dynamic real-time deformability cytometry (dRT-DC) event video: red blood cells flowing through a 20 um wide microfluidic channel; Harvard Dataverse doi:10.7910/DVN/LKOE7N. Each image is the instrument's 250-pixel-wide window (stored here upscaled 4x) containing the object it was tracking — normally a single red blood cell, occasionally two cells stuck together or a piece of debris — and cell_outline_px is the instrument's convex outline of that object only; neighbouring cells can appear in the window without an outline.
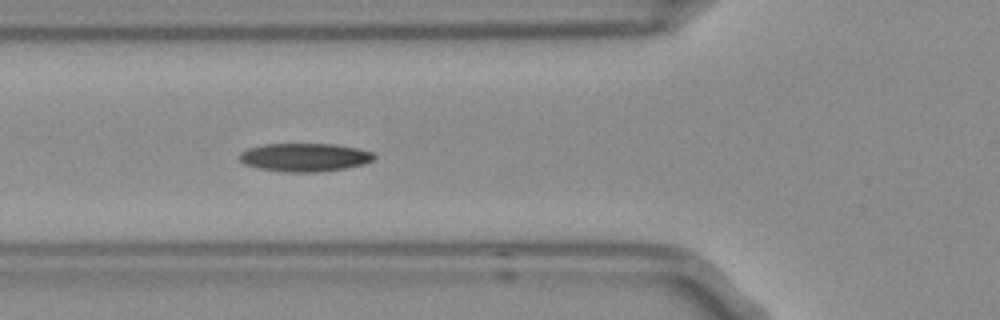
{"species": "Egyptian fruit bat (a non-hibernating species)", "species_latin": "Rousettus aegyptiacus", "temperature_condition": "room temperature", "stored_images_in_passage": 4, "camera_frame_rate_fps": 3000, "um_per_image_px": 0.085, "frame": {"image": 1, "passage_image": 4, "time_ms": 1.0, "image_size_px": [1000, 320], "cell_outline_px": [[376, 156], [372, 160], [364, 164], [344, 168], [316, 172], [284, 172], [260, 168], [244, 164], [240, 160], [240, 152], [248, 148], [264, 144], [332, 144], [356, 148], [372, 152]], "centroid_in_image_um": [25.88, 13.37], "position_along_channel_um": 99.9, "area_um2": 22.02}}